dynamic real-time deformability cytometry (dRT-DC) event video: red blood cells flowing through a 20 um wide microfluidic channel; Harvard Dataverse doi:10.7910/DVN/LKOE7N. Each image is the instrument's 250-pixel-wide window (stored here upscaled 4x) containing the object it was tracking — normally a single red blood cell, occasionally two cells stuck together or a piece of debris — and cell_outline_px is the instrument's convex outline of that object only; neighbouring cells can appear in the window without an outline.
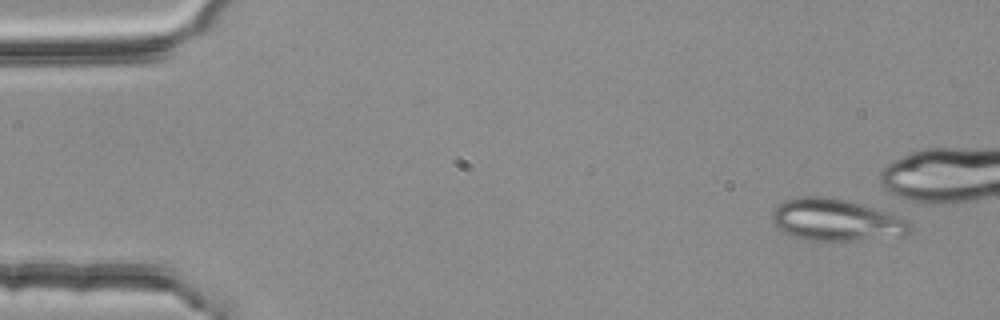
{"species": "common noctule bat (a hibernating species)", "species_latin": "Nyctalus noctula", "temperature_condition": "room temperature", "stored_images_in_passage": 1, "camera_frame_rate_fps": 3000, "um_per_image_px": 0.085, "animal": {"sex": "female", "body_mass_g": 25.1}, "frame": {"image": 1, "passage_image": 1, "time_ms": 0.0, "image_size_px": [1000, 320], "cell_outline_px": [[912, 232], [904, 236], [856, 240], [808, 240], [792, 236], [776, 228], [772, 224], [772, 212], [784, 200], [800, 196], [820, 196], [844, 200], [872, 208], [908, 220], [912, 224]], "centroid_in_image_um": [71.05, 18.72], "position_along_channel_um": 14.0, "area_um2": 33.41}}